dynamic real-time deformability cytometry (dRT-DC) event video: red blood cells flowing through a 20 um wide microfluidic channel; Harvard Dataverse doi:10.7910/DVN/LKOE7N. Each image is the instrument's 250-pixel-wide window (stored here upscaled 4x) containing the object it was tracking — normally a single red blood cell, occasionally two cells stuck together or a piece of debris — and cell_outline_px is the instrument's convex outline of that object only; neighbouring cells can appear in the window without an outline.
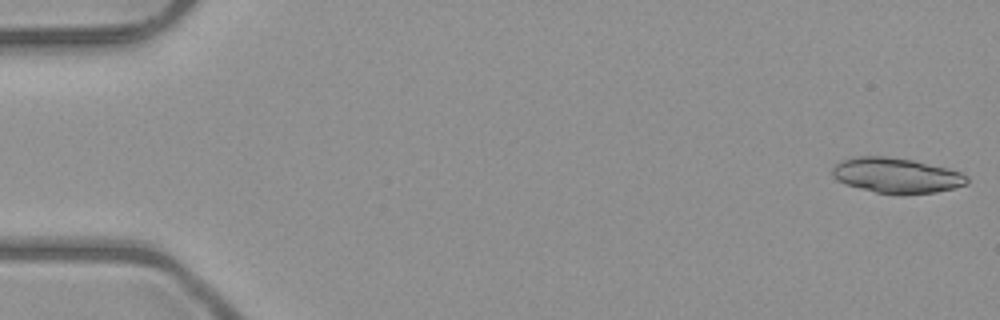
{"species": "common noctule bat (a hibernating species)", "species_latin": "Nyctalus noctula", "temperature_condition": "room temperature", "stored_images_in_passage": 51, "camera_frame_rate_fps": 3000, "um_per_image_px": 0.085, "animal": {"sex": "male", "body_mass_g": 23.1, "forearm_length_mm": 52.7}, "frame": {"image": 1, "passage_image": 1, "time_ms": 0.0, "image_size_px": [1000, 320], "cell_outline_px": [[968, 184], [936, 192], [904, 196], [900, 196], [876, 192], [844, 184], [836, 180], [832, 176], [832, 168], [836, 164], [844, 160], [856, 156], [888, 156], [912, 160], [948, 168], [960, 172], [968, 176]], "centroid_in_image_um": [76.2, 14.93], "position_along_channel_um": 8.8, "area_um2": 27.98}}